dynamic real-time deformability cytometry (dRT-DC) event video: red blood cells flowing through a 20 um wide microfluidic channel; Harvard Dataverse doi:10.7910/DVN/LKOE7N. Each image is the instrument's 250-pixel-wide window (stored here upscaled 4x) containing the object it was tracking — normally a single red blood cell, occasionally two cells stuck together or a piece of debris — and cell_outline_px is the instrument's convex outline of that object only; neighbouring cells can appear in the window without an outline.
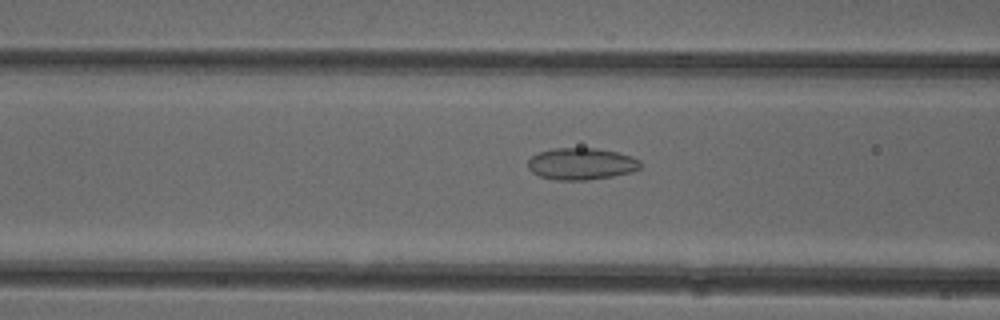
{"species": "common noctule bat (a hibernating species)", "species_latin": "Nyctalus noctula", "temperature_condition": "cold", "stored_images_in_passage": 52, "camera_frame_rate_fps": 3000, "um_per_image_px": 0.085, "animal": {"sex": "female"}, "frame": {"image": 1, "passage_image": 20, "time_ms": 6.333, "image_size_px": [1000, 320], "cell_outline_px": [[640, 168], [632, 172], [612, 176], [584, 180], [556, 180], [540, 176], [532, 172], [528, 168], [528, 160], [532, 156], [540, 152], [552, 148], [596, 148], [616, 152], [632, 156], [640, 160]], "centroid_in_image_um": [49.41, 13.92], "position_along_channel_um": 117.2, "area_um2": 20.81}}
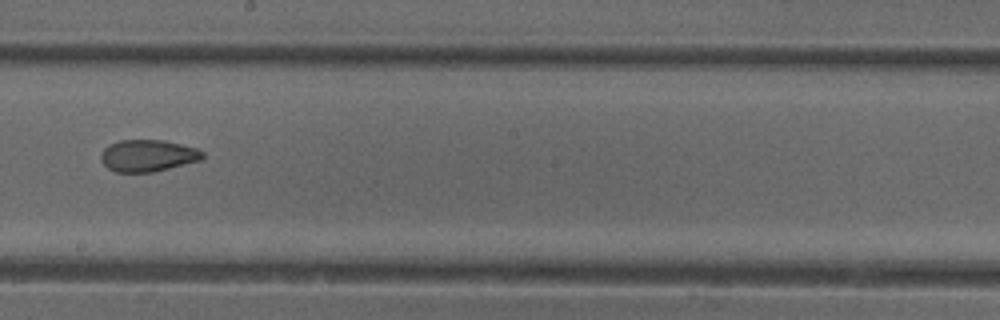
{"frame": {"image": 2, "passage_image": 29, "time_ms": 9.333, "image_size_px": [1000, 320], "cell_outline_px": [[204, 156], [200, 160], [152, 172], [116, 172], [108, 168], [100, 160], [100, 152], [108, 144], [120, 140], [164, 140], [196, 148], [204, 152]], "centroid_in_image_um": [12.52, 13.22], "position_along_channel_um": 235.7, "area_um2": 18.84}}
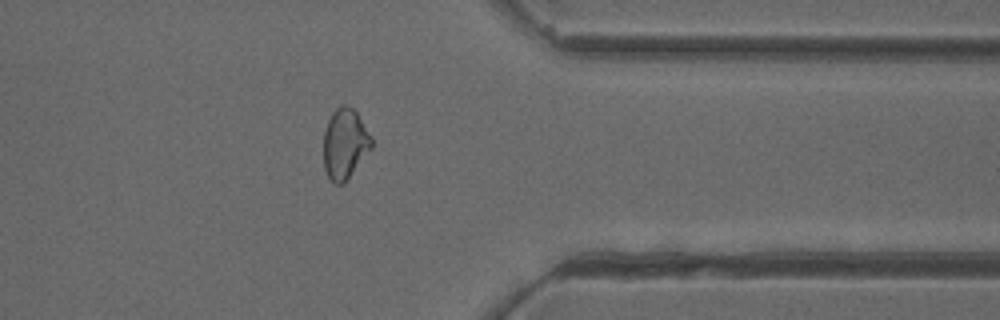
{"frame": {"image": 3, "passage_image": 41, "time_ms": 13.333, "image_size_px": [1000, 320], "cell_outline_px": [[372, 148], [344, 184], [336, 184], [328, 176], [324, 168], [324, 132], [328, 120], [332, 112], [340, 104], [348, 104], [356, 112], [372, 136]], "centroid_in_image_um": [29.32, 12.2], "position_along_channel_um": 382.1, "area_um2": 19.77}, "authors_computed_cell_mechanics": {"area_um2": 20.6635, "velocity_mm_per_s": 3.9445, "shape_relaxation_time_tau1_ms": null, "shape_relaxation_time_tau2_ms": 2.3095, "deformation_change_tau1": null, "deformation_change_tau2": 0.0698}}